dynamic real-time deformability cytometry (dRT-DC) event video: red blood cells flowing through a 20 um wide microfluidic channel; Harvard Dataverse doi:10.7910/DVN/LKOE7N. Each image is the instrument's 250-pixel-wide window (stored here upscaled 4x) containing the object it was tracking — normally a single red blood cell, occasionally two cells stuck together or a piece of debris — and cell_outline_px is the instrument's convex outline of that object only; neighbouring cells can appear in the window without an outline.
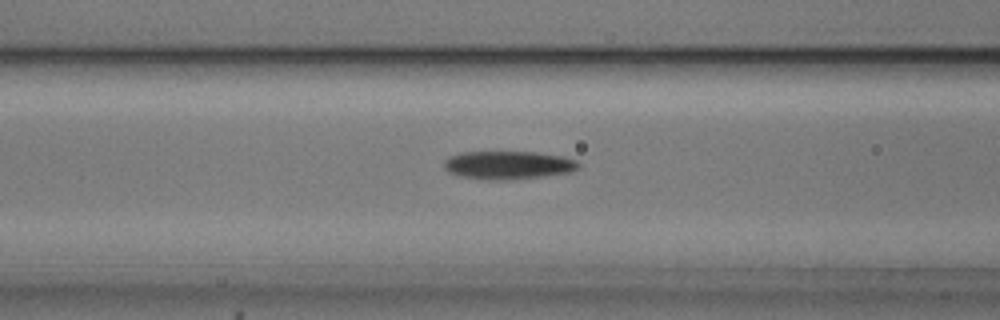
{"species": "common noctule bat (a hibernating species)", "species_latin": "Nyctalus noctula", "temperature_condition": "cold", "stored_images_in_passage": 48, "camera_frame_rate_fps": 3000, "um_per_image_px": 0.085, "animal": {"sex": "male", "body_mass_g": 20.5, "forearm_length_mm": 52.5}, "frame": {"image": 1, "passage_image": 15, "time_ms": 4.667, "image_size_px": [1000, 320], "cell_outline_px": [[580, 168], [568, 172], [540, 176], [492, 180], [488, 180], [456, 176], [448, 172], [444, 168], [444, 160], [448, 156], [460, 152], [536, 152], [564, 156], [576, 160], [580, 164]], "centroid_in_image_um": [43.14, 14.02], "position_along_channel_um": 123.5, "area_um2": 22.08}}
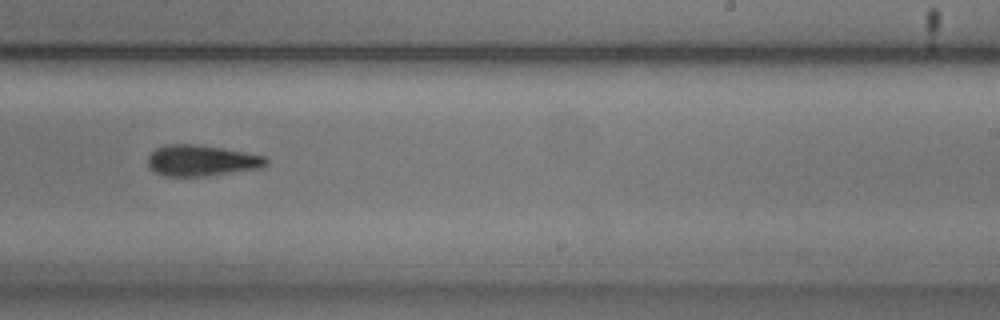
{"frame": {"image": 2, "passage_image": 27, "time_ms": 8.667, "image_size_px": [1000, 320], "cell_outline_px": [[268, 164], [260, 168], [204, 176], [164, 176], [156, 172], [148, 164], [148, 156], [156, 148], [164, 144], [200, 144], [244, 152], [264, 156], [268, 160]], "centroid_in_image_um": [17.12, 13.63], "position_along_channel_um": 271.9, "area_um2": 21.27}}
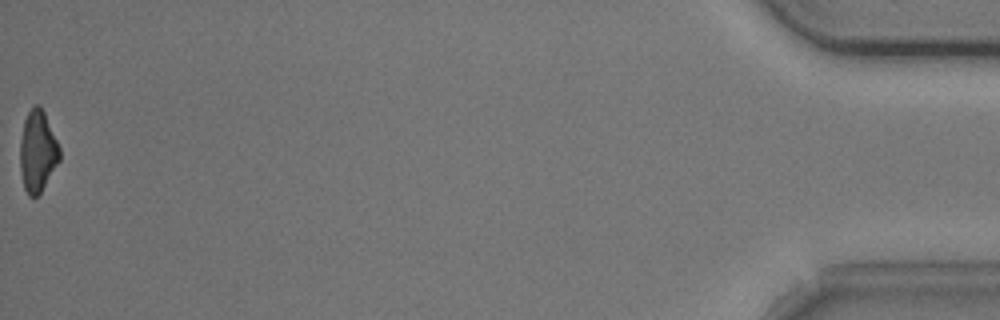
{"frame": {"image": 3, "passage_image": 48, "time_ms": 15.667, "image_size_px": [1000, 320], "cell_outline_px": [[60, 160], [40, 192], [36, 196], [28, 196], [24, 188], [20, 172], [20, 140], [24, 120], [32, 104], [40, 104], [44, 112], [60, 148]], "centroid_in_image_um": [3.18, 12.83], "position_along_channel_um": 432.0, "area_um2": 18.73}, "authors_computed_cell_mechanics": {"area_um2": 21.1837, "velocity_mm_per_s": 3.7202, "shape_relaxation_time_tau1_ms": 2.7131, "shape_relaxation_time_tau2_ms": 6.8037, "deformation_change_tau1": 0.1418, "deformation_change_tau2": 0.1749}}